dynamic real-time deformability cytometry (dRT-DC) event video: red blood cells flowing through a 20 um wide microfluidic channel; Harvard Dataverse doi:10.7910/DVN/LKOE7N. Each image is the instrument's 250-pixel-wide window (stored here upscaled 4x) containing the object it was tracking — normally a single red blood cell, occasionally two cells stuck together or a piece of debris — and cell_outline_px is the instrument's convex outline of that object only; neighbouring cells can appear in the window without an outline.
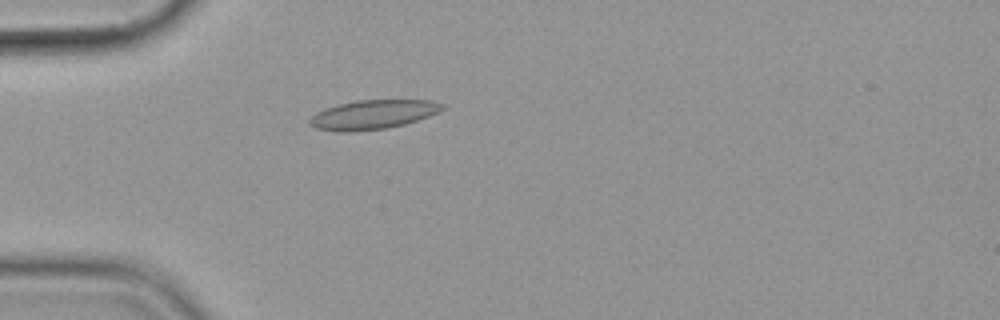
{"species": "common noctule bat (a hibernating species)", "species_latin": "Nyctalus noctula", "temperature_condition": "cold", "stored_images_in_passage": 50, "camera_frame_rate_fps": 3000, "um_per_image_px": 0.085, "animal": {"sex": "female", "body_mass_g": 19.9}, "frame": {"image": 1, "passage_image": 10, "time_ms": 3.0, "image_size_px": [1000, 320], "cell_outline_px": [[444, 108], [428, 116], [404, 124], [384, 128], [344, 132], [316, 128], [308, 124], [308, 120], [316, 112], [324, 108], [356, 100], [432, 100], [444, 104]], "centroid_in_image_um": [31.66, 9.72], "position_along_channel_um": 53.3, "area_um2": 22.25}}
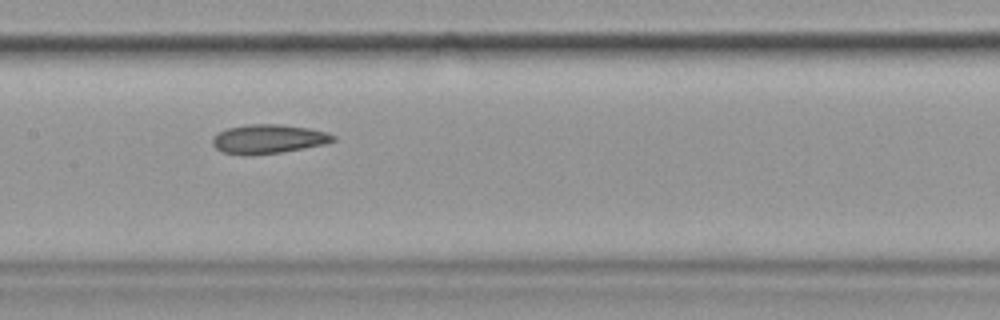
{"frame": {"image": 2, "passage_image": 22, "time_ms": 7.0, "image_size_px": [1000, 320], "cell_outline_px": [[336, 140], [324, 144], [304, 148], [280, 152], [252, 156], [244, 156], [220, 152], [212, 144], [212, 136], [228, 128], [248, 124], [280, 124], [308, 128], [328, 132], [336, 136]], "centroid_in_image_um": [22.78, 11.83], "position_along_channel_um": 184.6, "area_um2": 20.69}}
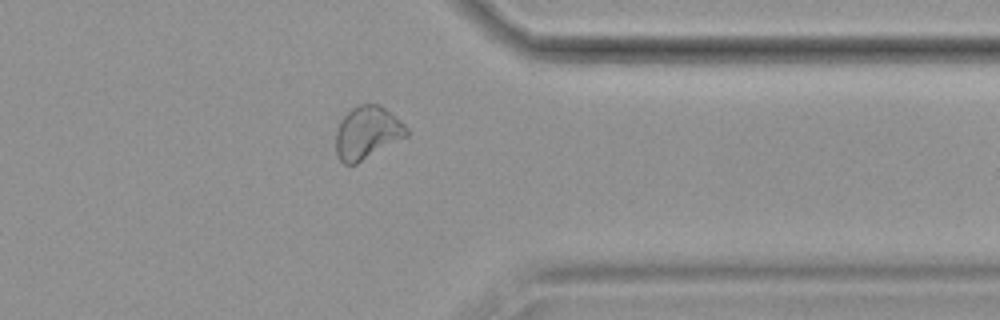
{"frame": {"image": 3, "passage_image": 39, "time_ms": 12.667, "image_size_px": [1000, 320], "cell_outline_px": [[408, 136], [356, 164], [344, 164], [336, 156], [336, 128], [340, 120], [352, 108], [360, 104], [380, 104], [400, 120], [408, 128]], "centroid_in_image_um": [31.2, 11.28], "position_along_channel_um": 380.2, "area_um2": 21.85}, "authors_computed_cell_mechanics": {"area_um2": 21.675, "velocity_mm_per_s": 3.5538, "shape_relaxation_time_tau1_ms": null, "shape_relaxation_time_tau2_ms": 3.3962, "deformation_change_tau1": null, "deformation_change_tau2": 0.0971}}